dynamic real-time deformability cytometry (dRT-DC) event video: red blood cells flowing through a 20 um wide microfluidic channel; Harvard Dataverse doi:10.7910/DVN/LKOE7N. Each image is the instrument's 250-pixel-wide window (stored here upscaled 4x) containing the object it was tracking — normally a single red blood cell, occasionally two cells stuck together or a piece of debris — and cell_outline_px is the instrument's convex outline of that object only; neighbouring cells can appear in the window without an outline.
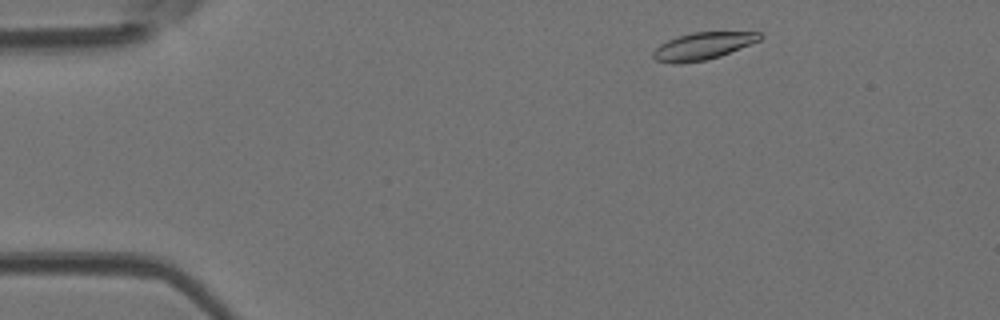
{"species": "Egyptian fruit bat (a non-hibernating species)", "species_latin": "Rousettus aegyptiacus", "temperature_condition": "room temperature", "stored_images_in_passage": 43, "camera_frame_rate_fps": 3000, "um_per_image_px": 0.085, "animal": {"sex": "female"}, "frame": {"image": 1, "passage_image": 2, "time_ms": 0.333, "image_size_px": [1000, 320], "cell_outline_px": [[764, 36], [760, 40], [720, 56], [704, 60], [680, 64], [672, 64], [656, 60], [652, 56], [652, 52], [660, 44], [676, 36], [692, 32], [760, 32]], "centroid_in_image_um": [59.71, 3.91], "position_along_channel_um": 25.3, "area_um2": 16.94}}
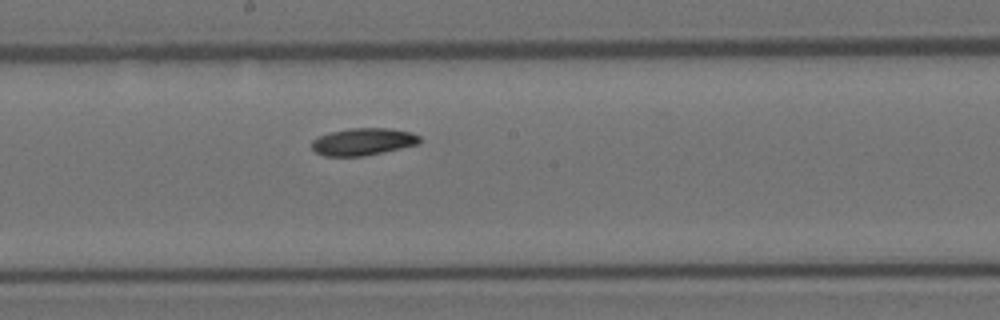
{"frame": {"image": 2, "passage_image": 21, "time_ms": 6.667, "image_size_px": [1000, 320], "cell_outline_px": [[420, 144], [384, 152], [364, 156], [324, 156], [316, 152], [312, 148], [312, 140], [328, 132], [352, 128], [388, 128], [412, 132], [420, 136]], "centroid_in_image_um": [30.88, 12.04], "position_along_channel_um": 217.3, "area_um2": 17.22}}
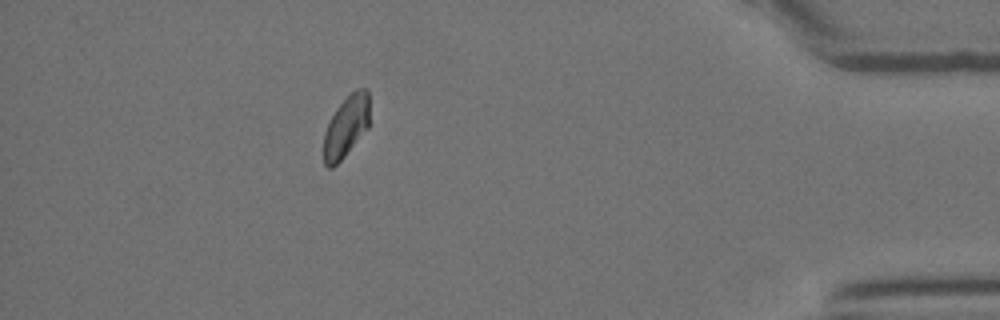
{"frame": {"image": 3, "passage_image": 38, "time_ms": 12.333, "image_size_px": [1000, 320], "cell_outline_px": [[368, 128], [344, 156], [332, 168], [328, 168], [324, 164], [324, 132], [336, 108], [356, 88], [368, 88]], "centroid_in_image_um": [29.41, 10.75], "position_along_channel_um": 405.8, "area_um2": 16.13}, "authors_computed_cell_mechanics": {"area_um2": 17.2244, "velocity_mm_per_s": 4.1832, "shape_relaxation_time_tau1_ms": 3.18, "shape_relaxation_time_tau2_ms": null, "deformation_change_tau1": 0.0958, "deformation_change_tau2": null}}